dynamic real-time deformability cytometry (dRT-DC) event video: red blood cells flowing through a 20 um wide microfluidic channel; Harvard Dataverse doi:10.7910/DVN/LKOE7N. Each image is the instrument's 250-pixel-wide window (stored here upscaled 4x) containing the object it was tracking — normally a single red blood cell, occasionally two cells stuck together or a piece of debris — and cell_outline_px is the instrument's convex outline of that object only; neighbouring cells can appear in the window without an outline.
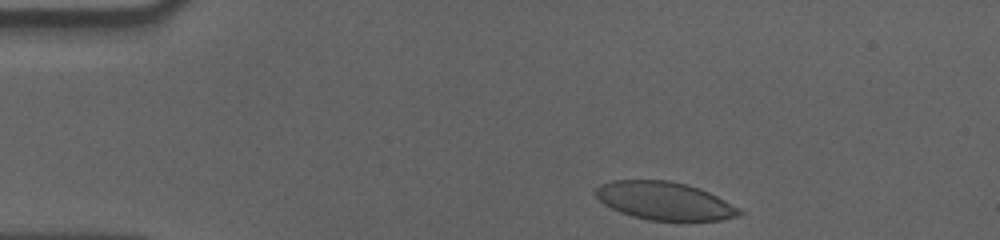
{"species": "human", "species_latin": "Homo sapiens", "temperature_condition": "cold", "stored_images_in_passage": 39, "camera_frame_rate_fps": 3000, "um_per_image_px": 0.085, "donor": {"sex": "male"}, "frame": {"image": 1, "passage_image": 1, "time_ms": 0.0, "image_size_px": [1000, 240], "cell_outline_px": [[744, 212], [740, 216], [720, 220], [648, 220], [632, 216], [620, 212], [604, 204], [596, 196], [596, 188], [600, 184], [612, 180], [668, 180], [688, 184], [708, 192], [740, 208]], "centroid_in_image_um": [56.49, 17.07], "position_along_channel_um": 28.5, "area_um2": 31.73}}
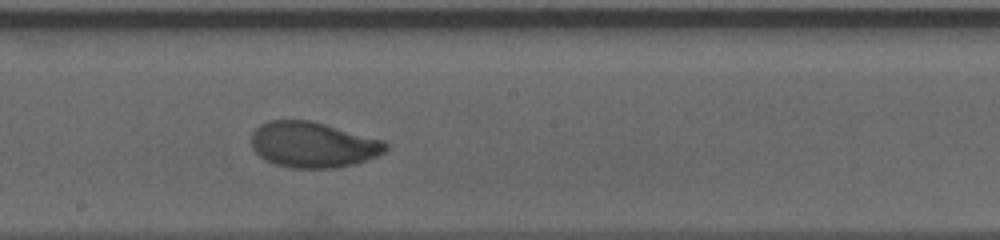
{"frame": {"image": 2, "passage_image": 23, "time_ms": 7.333, "image_size_px": [1000, 240], "cell_outline_px": [[388, 148], [384, 152], [376, 156], [356, 164], [336, 168], [292, 168], [276, 164], [260, 156], [252, 148], [252, 132], [260, 124], [268, 120], [308, 120], [324, 124], [384, 140], [388, 144]], "centroid_in_image_um": [26.61, 12.3], "position_along_channel_um": 221.6, "area_um2": 35.66}}
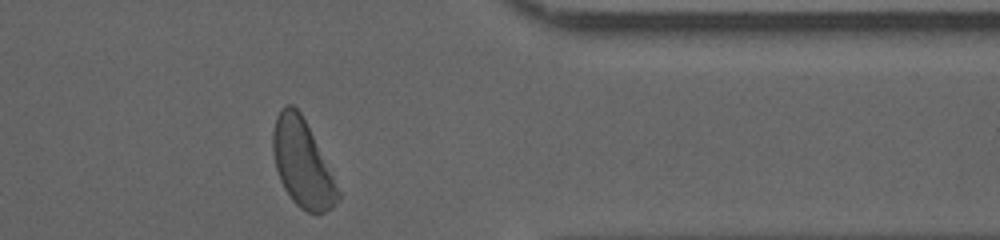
{"frame": {"image": 3, "passage_image": 38, "time_ms": 12.333, "image_size_px": [1000, 240], "cell_outline_px": [[340, 200], [332, 208], [316, 216], [300, 208], [292, 200], [284, 188], [280, 180], [276, 168], [272, 152], [272, 132], [276, 116], [280, 108], [288, 104], [292, 104], [300, 112], [340, 192]], "centroid_in_image_um": [25.66, 13.92], "position_along_channel_um": 385.7, "area_um2": 32.66}, "authors_computed_cell_mechanics": {"area_um2": 35.0846, "velocity_mm_per_s": 3.5398, "shape_relaxation_time_tau1_ms": 3.7691, "shape_relaxation_time_tau2_ms": 0.9918, "deformation_change_tau1": 0.1461, "deformation_change_tau2": 0.0534}}